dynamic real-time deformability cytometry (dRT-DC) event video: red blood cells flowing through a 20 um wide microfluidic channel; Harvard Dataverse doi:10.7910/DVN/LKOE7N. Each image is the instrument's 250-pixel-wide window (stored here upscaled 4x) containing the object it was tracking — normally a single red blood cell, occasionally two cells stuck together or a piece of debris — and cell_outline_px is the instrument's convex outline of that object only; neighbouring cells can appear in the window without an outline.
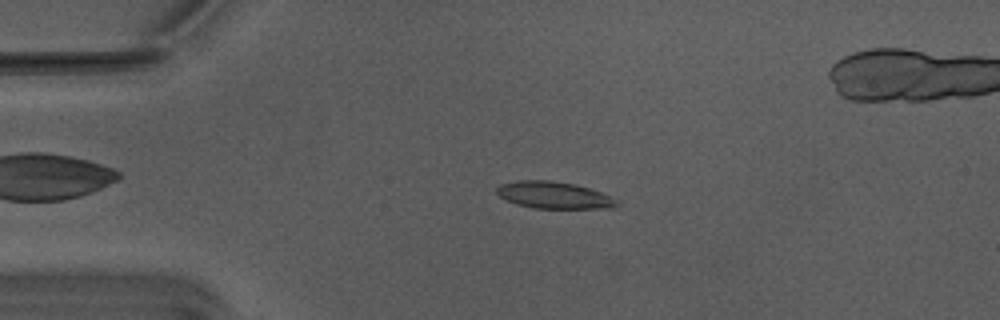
{"species": "Egyptian fruit bat (a non-hibernating species)", "species_latin": "Rousettus aegyptiacus", "temperature_condition": "warm", "stored_images_in_passage": 13, "camera_frame_rate_fps": 3000, "um_per_image_px": 0.085, "animal": {"sex": "male"}, "frame": {"image": 1, "passage_image": 1, "time_ms": 0.0, "image_size_px": [1000, 320], "cell_outline_px": [[620, 204], [612, 208], [536, 208], [516, 204], [504, 200], [496, 192], [496, 188], [500, 184], [520, 180], [548, 180], [576, 184], [600, 192], [620, 200]], "centroid_in_image_um": [47.09, 16.59], "position_along_channel_um": 37.9, "area_um2": 18.9}}
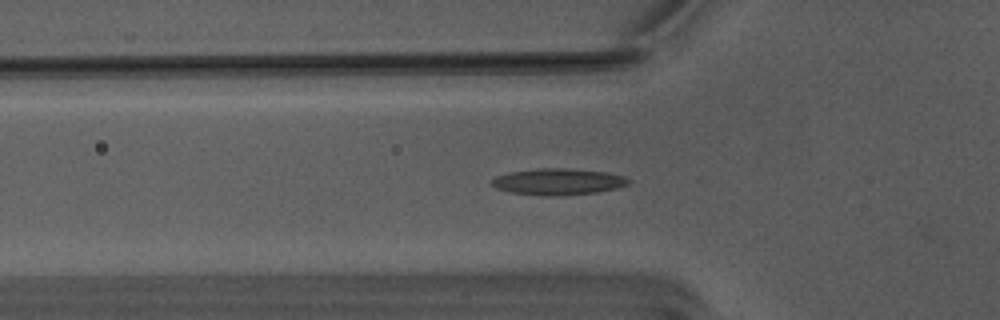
{"frame": {"image": 2, "passage_image": 7, "time_ms": 2.0, "image_size_px": [1000, 320], "cell_outline_px": [[632, 180], [628, 184], [616, 188], [596, 192], [552, 196], [508, 192], [496, 188], [492, 184], [492, 180], [496, 176], [512, 172], [540, 168], [564, 168], [608, 172], [624, 176]], "centroid_in_image_um": [47.47, 15.44], "position_along_channel_um": 78.3, "area_um2": 20.81}}